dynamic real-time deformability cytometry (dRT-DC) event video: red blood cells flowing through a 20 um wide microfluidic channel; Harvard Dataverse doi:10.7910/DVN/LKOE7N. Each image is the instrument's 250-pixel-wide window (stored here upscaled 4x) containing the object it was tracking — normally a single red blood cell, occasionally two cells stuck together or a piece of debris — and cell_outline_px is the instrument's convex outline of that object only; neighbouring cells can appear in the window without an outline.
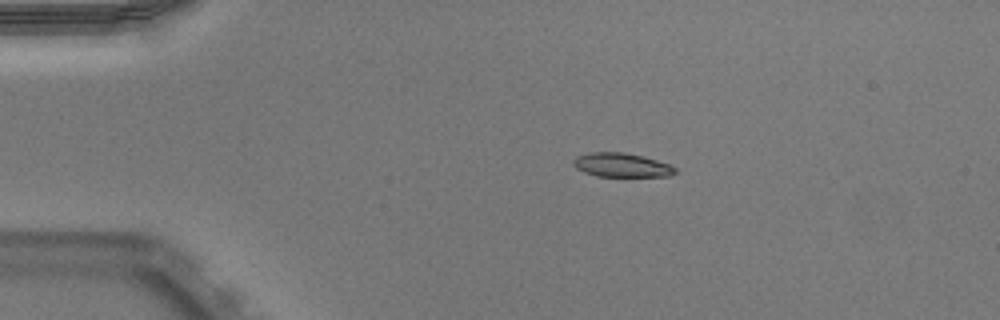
{"species": "Egyptian fruit bat (a non-hibernating species)", "species_latin": "Rousettus aegyptiacus", "temperature_condition": "warm", "stored_images_in_passage": 42, "camera_frame_rate_fps": 3000, "um_per_image_px": 0.085, "animal": {"sex": "male"}, "frame": {"image": 1, "passage_image": 1, "time_ms": 0.0, "image_size_px": [1000, 320], "cell_outline_px": [[676, 172], [668, 176], [596, 176], [584, 172], [576, 168], [572, 164], [572, 160], [576, 156], [592, 152], [624, 152], [656, 160], [668, 164], [676, 168]], "centroid_in_image_um": [52.78, 14.03], "position_along_channel_um": 32.2, "area_um2": 14.1}}
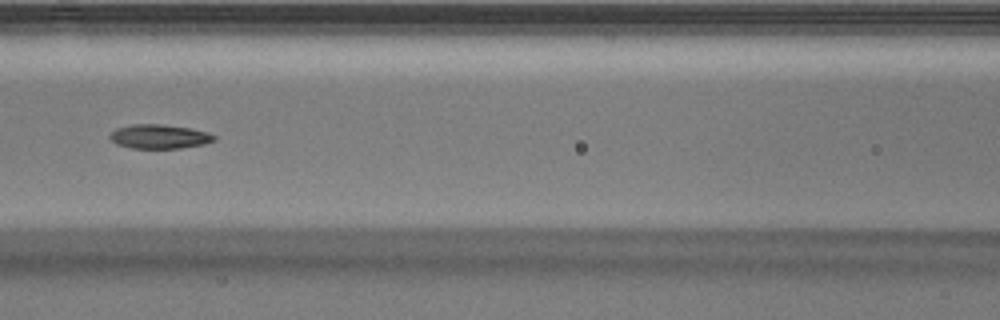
{"frame": {"image": 2, "passage_image": 14, "time_ms": 4.333, "image_size_px": [1000, 320], "cell_outline_px": [[216, 140], [204, 144], [180, 148], [132, 148], [116, 144], [108, 136], [116, 128], [132, 124], [160, 124], [188, 128], [208, 132], [216, 136]], "centroid_in_image_um": [13.54, 11.6], "position_along_channel_um": 153.1, "area_um2": 14.62}}
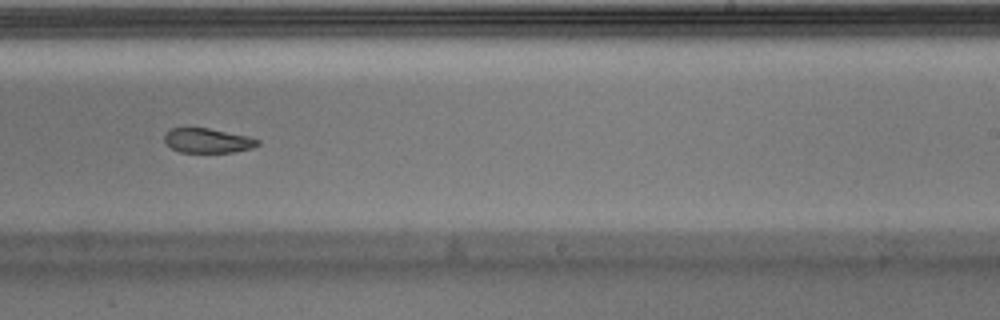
{"frame": {"image": 3, "passage_image": 23, "time_ms": 7.333, "image_size_px": [1000, 320], "cell_outline_px": [[260, 144], [252, 148], [232, 152], [180, 152], [172, 148], [164, 140], [164, 136], [172, 128], [208, 128], [248, 136], [260, 140]], "centroid_in_image_um": [17.68, 11.95], "position_along_channel_um": 271.3, "area_um2": 13.18}, "authors_computed_cell_mechanics": {"area_um2": 15.1147, "velocity_mm_per_s": 3.9544, "shape_relaxation_time_tau1_ms": 3.7773, "shape_relaxation_time_tau2_ms": 3.4515, "deformation_change_tau1": 0.1772, "deformation_change_tau2": 0.0975}}